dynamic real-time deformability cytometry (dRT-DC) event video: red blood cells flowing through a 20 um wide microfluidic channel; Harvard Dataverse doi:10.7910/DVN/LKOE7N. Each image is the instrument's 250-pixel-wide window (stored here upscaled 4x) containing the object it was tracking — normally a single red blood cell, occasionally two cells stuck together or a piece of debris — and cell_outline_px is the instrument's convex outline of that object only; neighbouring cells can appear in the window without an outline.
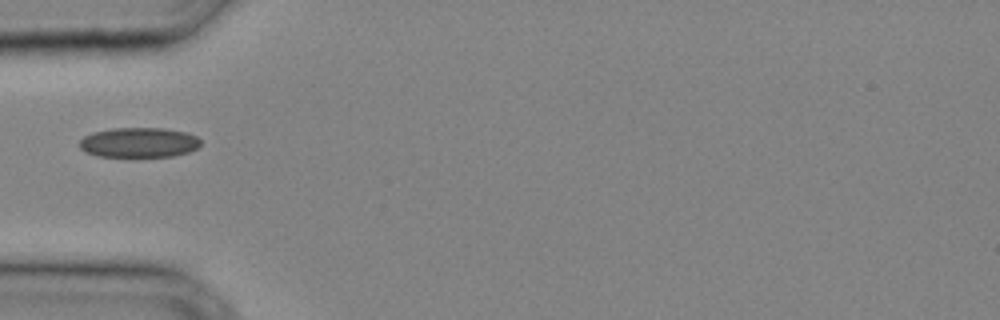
{"species": "common noctule bat (a hibernating species)", "species_latin": "Nyctalus noctula", "temperature_condition": "cold", "stored_images_in_passage": 21, "camera_frame_rate_fps": 3000, "um_per_image_px": 0.085, "animal": {"sex": "male", "body_mass_g": 20.4}, "frame": {"image": 1, "passage_image": 1, "time_ms": 0.0, "image_size_px": [1000, 320], "cell_outline_px": [[200, 144], [196, 148], [188, 152], [172, 156], [132, 160], [96, 156], [84, 152], [80, 148], [80, 140], [84, 136], [92, 132], [112, 128], [164, 128], [188, 132], [196, 136], [200, 140]], "centroid_in_image_um": [11.77, 12.16], "position_along_channel_um": 73.2, "area_um2": 22.25}}
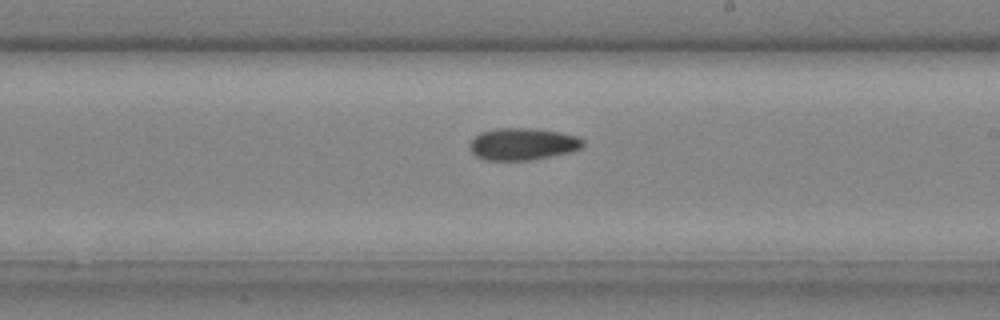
{"frame": {"image": 2, "passage_image": 10, "time_ms": 3.0, "image_size_px": [1000, 320], "cell_outline_px": [[584, 148], [572, 152], [528, 160], [484, 160], [476, 156], [468, 148], [468, 144], [480, 132], [496, 128], [532, 128], [556, 132], [576, 136], [584, 140]], "centroid_in_image_um": [44.41, 12.25], "position_along_channel_um": 244.6, "area_um2": 21.21}}